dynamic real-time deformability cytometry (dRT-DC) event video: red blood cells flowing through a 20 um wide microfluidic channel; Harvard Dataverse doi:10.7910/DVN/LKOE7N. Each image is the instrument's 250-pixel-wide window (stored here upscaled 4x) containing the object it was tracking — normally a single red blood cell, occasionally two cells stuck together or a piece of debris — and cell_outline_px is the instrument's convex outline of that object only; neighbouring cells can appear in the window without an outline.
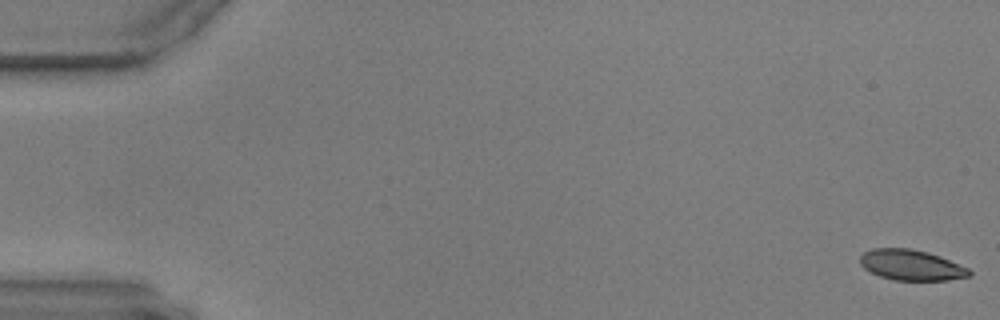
{"species": "common noctule bat (a hibernating species)", "species_latin": "Nyctalus noctula", "temperature_condition": "warm", "stored_images_in_passage": 58, "camera_frame_rate_fps": 3000, "um_per_image_px": 0.085, "animal": {"sex": "male", "body_mass_g": 17.9, "forearm_length_mm": 54.2}, "frame": {"image": 1, "passage_image": 1, "time_ms": 0.0, "image_size_px": [1000, 320], "cell_outline_px": [[972, 276], [948, 280], [892, 280], [880, 276], [864, 268], [860, 264], [860, 256], [864, 252], [872, 248], [912, 248], [928, 252], [940, 256], [968, 268], [972, 272]], "centroid_in_image_um": [77.46, 22.52], "position_along_channel_um": 7.5, "area_um2": 19.54}}
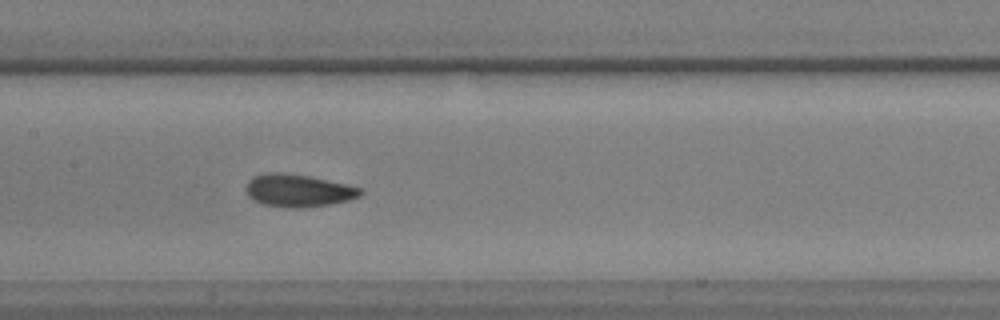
{"frame": {"image": 2, "passage_image": 29, "time_ms": 9.333, "image_size_px": [1000, 320], "cell_outline_px": [[364, 192], [360, 196], [348, 200], [328, 204], [300, 208], [284, 208], [264, 204], [252, 200], [248, 196], [244, 188], [248, 180], [252, 176], [264, 172], [284, 172], [308, 176], [344, 184], [360, 188]], "centroid_in_image_um": [25.26, 16.19], "position_along_channel_um": 182.1, "area_um2": 21.85}}
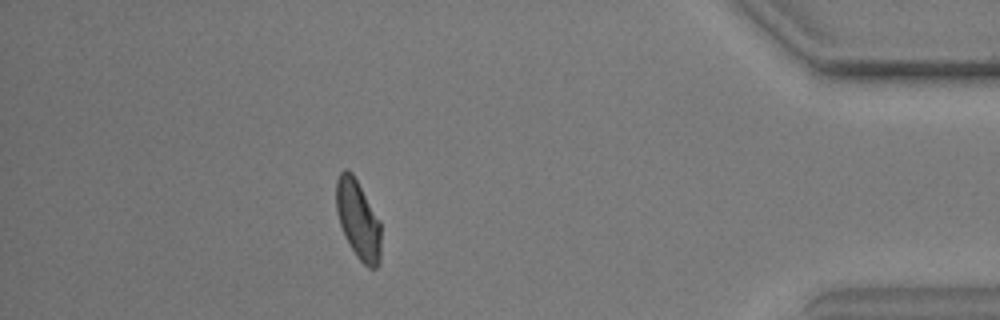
{"frame": {"image": 3, "passage_image": 52, "time_ms": 17.0, "image_size_px": [1000, 320], "cell_outline_px": [[380, 264], [376, 268], [368, 268], [356, 256], [344, 236], [336, 212], [336, 180], [340, 172], [344, 168], [348, 168], [352, 172], [380, 220]], "centroid_in_image_um": [30.43, 18.66], "position_along_channel_um": 404.8, "area_um2": 20.75}}